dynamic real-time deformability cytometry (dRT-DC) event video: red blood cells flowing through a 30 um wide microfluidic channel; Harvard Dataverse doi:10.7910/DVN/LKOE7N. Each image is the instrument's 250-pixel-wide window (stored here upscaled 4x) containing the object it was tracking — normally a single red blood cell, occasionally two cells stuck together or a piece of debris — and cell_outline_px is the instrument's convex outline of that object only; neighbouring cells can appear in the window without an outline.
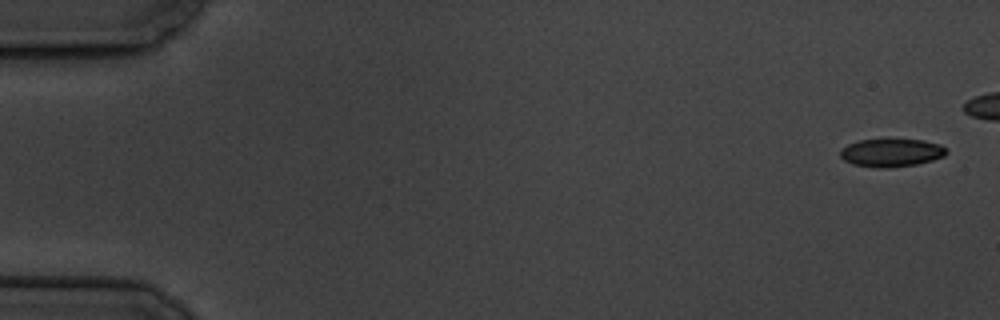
{"species": "common noctule bat (a hibernating species)", "species_latin": "Nyctalus noctula", "temperature_condition": "cold", "stored_images_in_passage": 8, "camera_frame_rate_fps": 3000, "um_per_image_px": 0.085, "animal": {"sex": "male", "body_mass_g": 19.5, "forearm_length_mm": 54.6}, "frame": {"image": 1, "passage_image": 1, "time_ms": 0.0, "image_size_px": [1000, 320], "cell_outline_px": [[948, 152], [944, 156], [932, 160], [916, 164], [888, 168], [876, 168], [852, 164], [844, 160], [840, 156], [840, 148], [848, 144], [860, 140], [888, 136], [924, 140], [940, 144]], "centroid_in_image_um": [75.74, 12.93], "position_along_channel_um": 9.3, "area_um2": 18.21}}
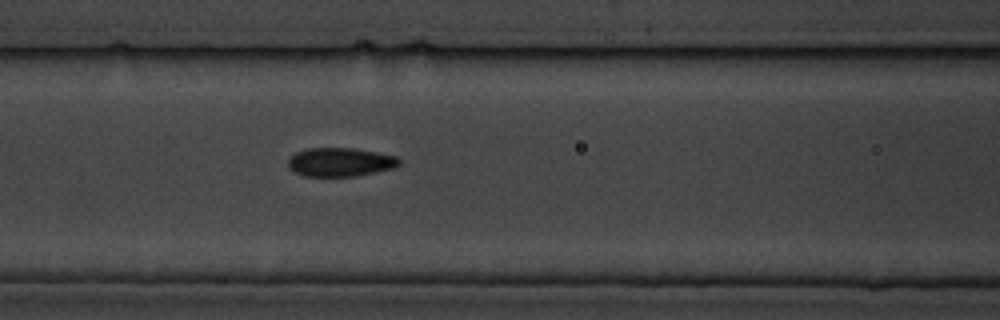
{"frame": {"image": 2, "passage_image": 7, "time_ms": 7.667, "image_size_px": [1000, 320], "cell_outline_px": [[400, 164], [396, 168], [356, 176], [304, 176], [292, 172], [288, 168], [288, 160], [296, 152], [308, 148], [352, 148], [376, 152], [396, 156], [400, 160]], "centroid_in_image_um": [28.91, 13.79], "position_along_channel_um": 137.7, "area_um2": 18.73}}